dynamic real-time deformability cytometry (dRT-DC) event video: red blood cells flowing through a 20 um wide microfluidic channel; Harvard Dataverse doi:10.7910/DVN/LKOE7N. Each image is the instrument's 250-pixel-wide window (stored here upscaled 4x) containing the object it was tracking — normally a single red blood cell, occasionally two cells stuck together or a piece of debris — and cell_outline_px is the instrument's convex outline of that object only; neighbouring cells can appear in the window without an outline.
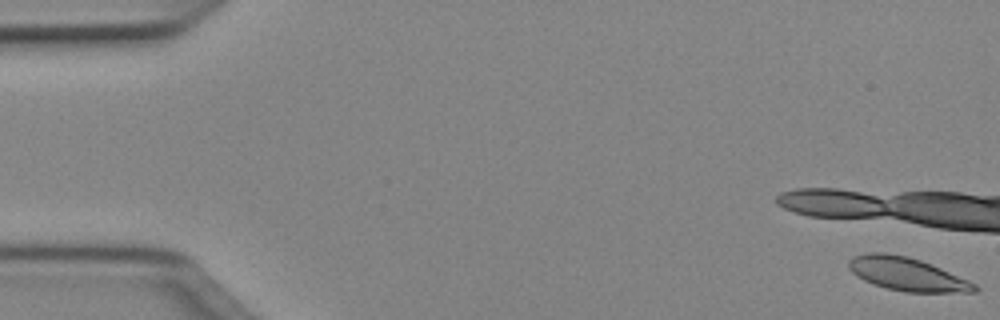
{"species": "Egyptian fruit bat (a non-hibernating species)", "species_latin": "Rousettus aegyptiacus", "temperature_condition": "cold", "stored_images_in_passage": 19, "camera_frame_rate_fps": 3000, "um_per_image_px": 0.085, "animal": {"sex": "female"}, "frame": {"image": 1, "passage_image": 1, "time_ms": 0.0, "image_size_px": [1000, 320], "cell_outline_px": [[980, 288], [976, 292], [904, 292], [872, 284], [856, 276], [848, 268], [848, 260], [852, 256], [868, 252], [884, 252], [908, 256], [920, 260], [940, 268], [968, 280], [976, 284]], "centroid_in_image_um": [77.06, 23.29], "position_along_channel_um": 7.9, "area_um2": 24.45}}